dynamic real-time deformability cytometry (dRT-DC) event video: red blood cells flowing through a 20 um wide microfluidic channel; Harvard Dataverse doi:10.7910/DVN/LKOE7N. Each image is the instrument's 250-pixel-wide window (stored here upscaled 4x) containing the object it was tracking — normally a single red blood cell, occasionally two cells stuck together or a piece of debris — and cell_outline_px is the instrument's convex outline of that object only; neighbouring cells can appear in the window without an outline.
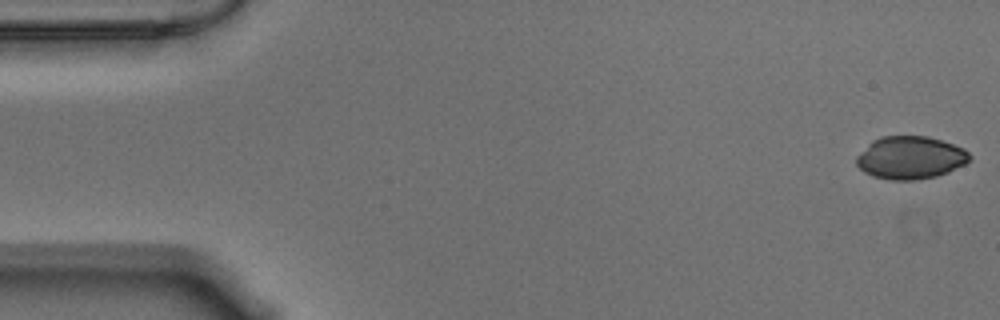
{"species": "Egyptian fruit bat (a non-hibernating species)", "species_latin": "Rousettus aegyptiacus", "temperature_condition": "warm", "stored_images_in_passage": 52, "camera_frame_rate_fps": 3000, "um_per_image_px": 0.085, "animal": {"sex": "male"}, "frame": {"image": 1, "passage_image": 1, "time_ms": 0.0, "image_size_px": [1000, 320], "cell_outline_px": [[972, 156], [964, 164], [948, 172], [936, 176], [912, 180], [892, 180], [872, 176], [864, 172], [856, 164], [856, 156], [872, 140], [880, 136], [928, 136], [964, 148]], "centroid_in_image_um": [77.35, 13.39], "position_along_channel_um": 7.6, "area_um2": 28.15}}
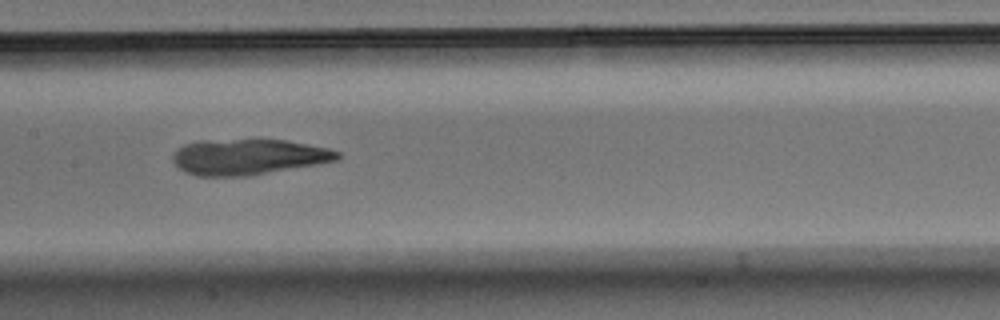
{"frame": {"image": 2, "passage_image": 27, "time_ms": 8.667, "image_size_px": [1000, 320], "cell_outline_px": [[340, 160], [244, 176], [196, 176], [184, 172], [172, 160], [172, 156], [176, 148], [184, 144], [200, 140], [288, 140], [328, 148], [340, 152]], "centroid_in_image_um": [21.08, 13.33], "position_along_channel_um": 186.3, "area_um2": 34.16}}
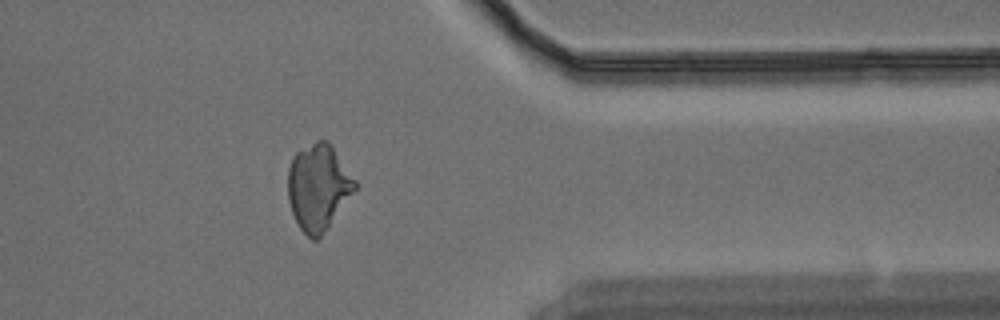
{"frame": {"image": 3, "passage_image": 45, "time_ms": 14.667, "image_size_px": [1000, 320], "cell_outline_px": [[356, 188], [320, 236], [316, 240], [312, 240], [300, 228], [292, 212], [288, 200], [288, 168], [292, 156], [296, 152], [316, 140], [328, 140], [356, 180]], "centroid_in_image_um": [27.03, 15.86], "position_along_channel_um": 384.4, "area_um2": 33.18}}